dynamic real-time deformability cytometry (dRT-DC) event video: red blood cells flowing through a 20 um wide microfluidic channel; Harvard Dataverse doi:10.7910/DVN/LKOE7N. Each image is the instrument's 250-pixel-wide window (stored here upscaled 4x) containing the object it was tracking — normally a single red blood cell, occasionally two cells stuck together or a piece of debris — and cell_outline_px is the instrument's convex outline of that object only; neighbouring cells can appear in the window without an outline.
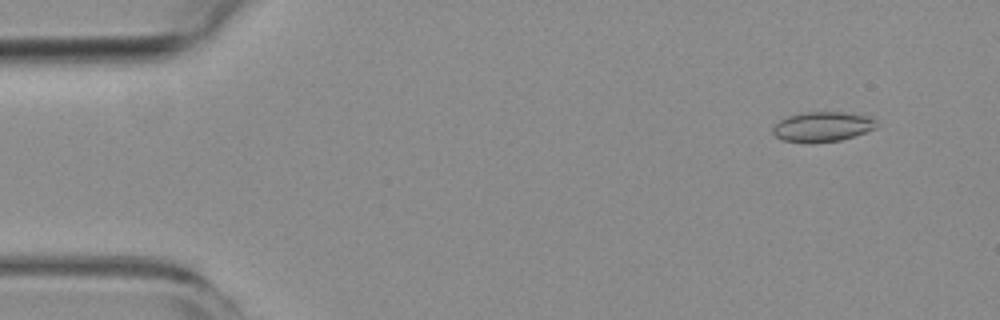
{"species": "common noctule bat (a hibernating species)", "species_latin": "Nyctalus noctula", "temperature_condition": "room temperature", "stored_images_in_passage": 56, "camera_frame_rate_fps": 3000, "um_per_image_px": 0.085, "animal": {"sex": "female", "body_mass_g": 19.3, "forearm_length_mm": 54.1}, "frame": {"image": 1, "passage_image": 5, "time_ms": 1.333, "image_size_px": [1000, 320], "cell_outline_px": [[876, 128], [840, 140], [812, 144], [784, 140], [776, 136], [772, 132], [772, 128], [780, 120], [788, 116], [804, 112], [844, 112], [868, 116], [876, 120]], "centroid_in_image_um": [69.89, 10.77], "position_along_channel_um": 15.1, "area_um2": 18.03}}
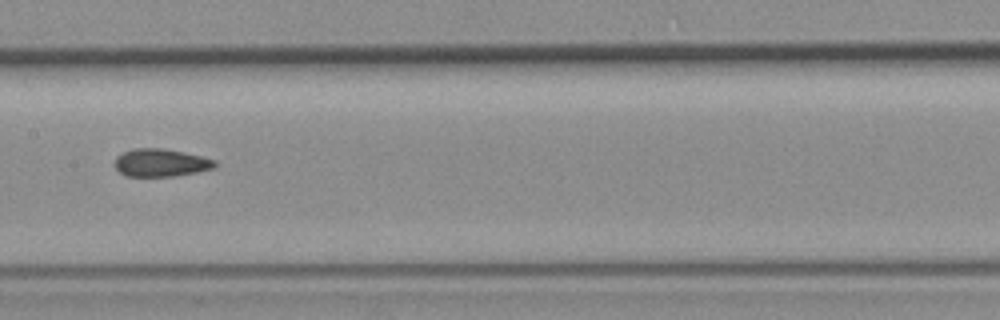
{"frame": {"image": 2, "passage_image": 28, "time_ms": 9.0, "image_size_px": [1000, 320], "cell_outline_px": [[216, 168], [176, 176], [124, 176], [112, 164], [116, 156], [132, 148], [160, 148], [184, 152], [216, 160]], "centroid_in_image_um": [13.64, 13.83], "position_along_channel_um": 193.8, "area_um2": 16.36}}
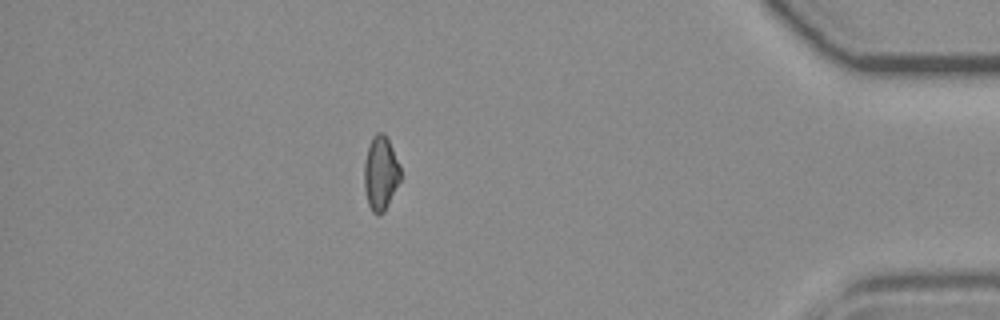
{"frame": {"image": 3, "passage_image": 49, "time_ms": 16.0, "image_size_px": [1000, 320], "cell_outline_px": [[400, 180], [384, 212], [376, 216], [372, 212], [368, 204], [364, 188], [364, 164], [368, 148], [372, 136], [376, 132], [384, 132], [400, 164]], "centroid_in_image_um": [32.34, 14.73], "position_along_channel_um": 402.9, "area_um2": 15.66}, "authors_computed_cell_mechanics": {"area_um2": 16.4152, "velocity_mm_per_s": 3.6776, "shape_relaxation_time_tau1_ms": null, "shape_relaxation_time_tau2_ms": 2.5725, "deformation_change_tau1": null, "deformation_change_tau2": 0.0728}}